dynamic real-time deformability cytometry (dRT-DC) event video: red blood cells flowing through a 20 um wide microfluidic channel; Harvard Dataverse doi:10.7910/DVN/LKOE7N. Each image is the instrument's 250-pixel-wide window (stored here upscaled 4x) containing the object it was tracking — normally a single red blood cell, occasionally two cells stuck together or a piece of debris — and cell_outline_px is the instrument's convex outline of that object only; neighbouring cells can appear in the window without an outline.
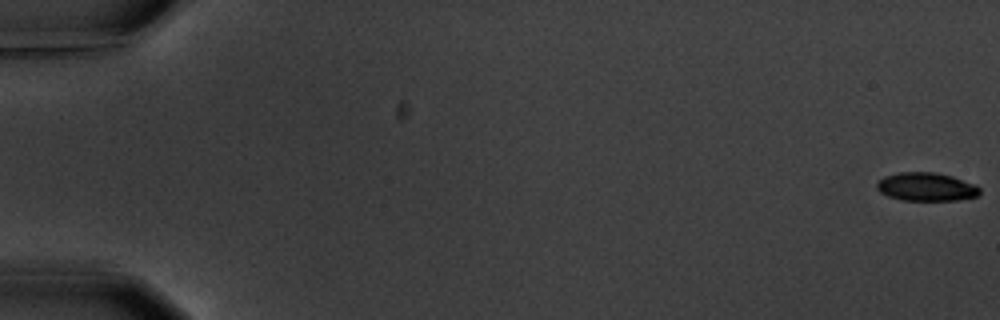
{"species": "common noctule bat (a hibernating species)", "species_latin": "Nyctalus noctula", "temperature_condition": "warm", "stored_images_in_passage": 6, "camera_frame_rate_fps": 3000, "um_per_image_px": 0.085, "animal": {"sex": "male", "body_mass_g": 20.1, "forearm_length_mm": 53.5}, "frame": {"image": 1, "passage_image": 1, "time_ms": 0.0, "image_size_px": [1000, 320], "cell_outline_px": [[980, 192], [976, 196], [956, 200], [904, 200], [888, 196], [880, 192], [876, 188], [876, 184], [884, 176], [900, 172], [932, 172], [952, 176], [976, 184], [980, 188]], "centroid_in_image_um": [78.73, 15.87], "position_along_channel_um": 6.3, "area_um2": 16.94}}
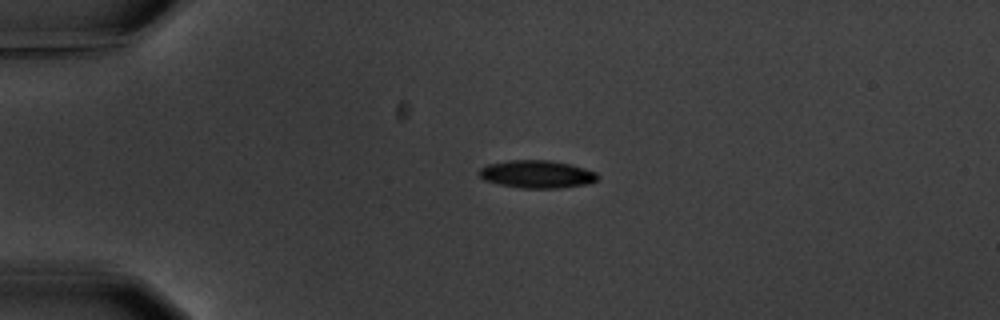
{"frame": {"image": 2, "passage_image": 5, "time_ms": 4.667, "image_size_px": [1000, 320], "cell_outline_px": [[600, 176], [596, 180], [588, 184], [560, 188], [520, 188], [500, 184], [484, 180], [476, 172], [480, 168], [488, 164], [508, 160], [548, 160], [568, 164], [584, 168], [596, 172]], "centroid_in_image_um": [45.62, 14.81], "position_along_channel_um": 39.4, "area_um2": 19.19}}